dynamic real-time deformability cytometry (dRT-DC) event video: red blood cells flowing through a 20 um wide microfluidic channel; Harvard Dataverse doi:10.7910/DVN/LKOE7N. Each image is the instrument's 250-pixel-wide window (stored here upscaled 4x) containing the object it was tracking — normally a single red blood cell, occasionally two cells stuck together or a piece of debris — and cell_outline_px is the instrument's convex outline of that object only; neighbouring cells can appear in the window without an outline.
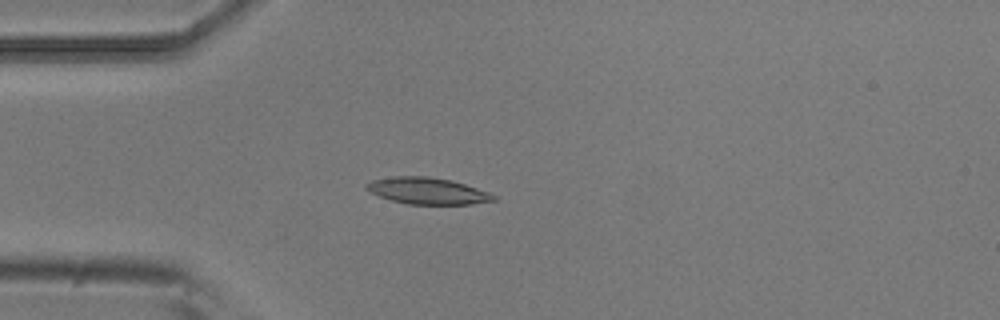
{"species": "common noctule bat (a hibernating species)", "species_latin": "Nyctalus noctula", "temperature_condition": "room temperature", "stored_images_in_passage": 1, "camera_frame_rate_fps": 3000, "um_per_image_px": 0.085, "animal": {"sex": "male", "body_mass_g": 20.5, "forearm_length_mm": 52.5}, "frame": {"image": 1, "passage_image": 1, "time_ms": 0.0, "image_size_px": [1000, 320], "cell_outline_px": [[496, 200], [472, 204], [408, 204], [392, 200], [380, 196], [364, 188], [364, 184], [372, 180], [392, 176], [428, 176], [452, 180], [488, 192], [496, 196]], "centroid_in_image_um": [36.32, 16.22], "position_along_channel_um": 48.7, "area_um2": 19.59}}